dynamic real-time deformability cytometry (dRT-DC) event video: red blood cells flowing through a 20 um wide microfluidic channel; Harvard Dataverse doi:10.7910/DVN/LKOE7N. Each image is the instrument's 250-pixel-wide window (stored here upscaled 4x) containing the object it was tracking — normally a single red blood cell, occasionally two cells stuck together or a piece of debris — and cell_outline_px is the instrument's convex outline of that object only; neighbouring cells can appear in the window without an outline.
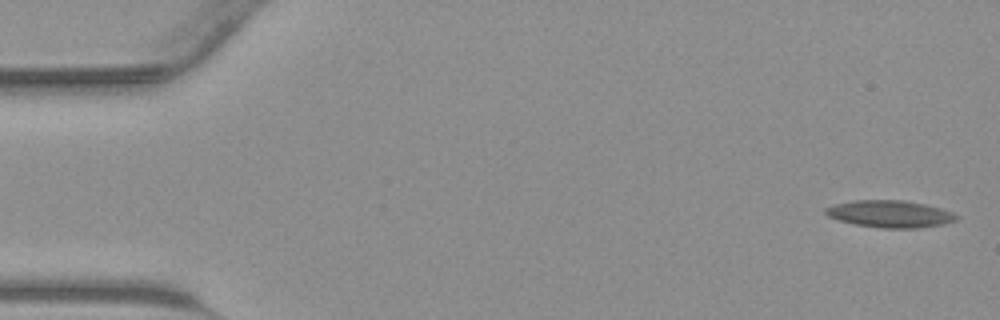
{"species": "common noctule bat (a hibernating species)", "species_latin": "Nyctalus noctula", "temperature_condition": "warm", "stored_images_in_passage": 13, "camera_frame_rate_fps": 3000, "um_per_image_px": 0.085, "animal": {"sex": "male", "body_mass_g": 23.1, "forearm_length_mm": 52.7}, "frame": {"image": 1, "passage_image": 1, "time_ms": 0.0, "image_size_px": [1000, 320], "cell_outline_px": [[960, 216], [956, 220], [944, 224], [916, 228], [880, 228], [856, 224], [840, 220], [828, 216], [824, 212], [824, 208], [836, 204], [852, 200], [904, 200], [924, 204], [940, 208], [952, 212]], "centroid_in_image_um": [75.66, 18.18], "position_along_channel_um": 9.3, "area_um2": 20.58}}
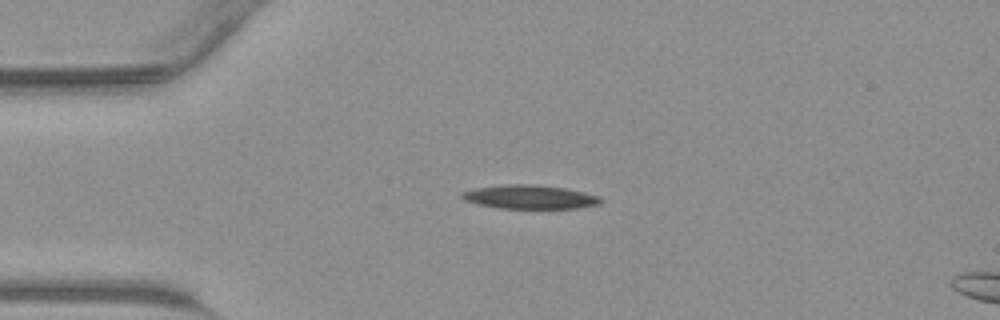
{"frame": {"image": 2, "passage_image": 10, "time_ms": 3.0, "image_size_px": [1000, 320], "cell_outline_px": [[604, 200], [600, 204], [576, 208], [496, 208], [476, 204], [464, 200], [460, 196], [460, 192], [476, 188], [508, 184], [536, 184], [564, 188], [584, 192], [600, 196]], "centroid_in_image_um": [45.02, 16.74], "position_along_channel_um": 40.0, "area_um2": 19.36}}